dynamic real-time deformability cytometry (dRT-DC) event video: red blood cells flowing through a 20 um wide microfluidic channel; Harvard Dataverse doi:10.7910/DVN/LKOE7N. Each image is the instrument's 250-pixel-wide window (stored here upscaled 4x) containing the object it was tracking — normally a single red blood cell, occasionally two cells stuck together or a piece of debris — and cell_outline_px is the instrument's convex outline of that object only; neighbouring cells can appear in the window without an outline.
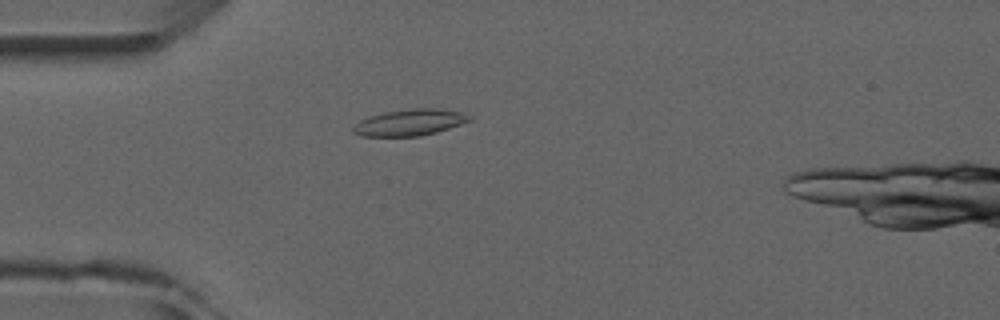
{"species": "common noctule bat (a hibernating species)", "species_latin": "Nyctalus noctula", "temperature_condition": "room temperature", "stored_images_in_passage": 6, "camera_frame_rate_fps": 3000, "um_per_image_px": 0.085, "animal": {"sex": "male", "forearm_length_mm": 52.5}, "frame": {"image": 1, "passage_image": 5, "time_ms": 4.667, "image_size_px": [1000, 320], "cell_outline_px": [[472, 120], [436, 132], [420, 136], [360, 136], [352, 132], [352, 128], [360, 120], [368, 116], [384, 112], [412, 108], [436, 108], [460, 112], [472, 116]], "centroid_in_image_um": [34.8, 10.4], "position_along_channel_um": 50.2, "area_um2": 17.86}}